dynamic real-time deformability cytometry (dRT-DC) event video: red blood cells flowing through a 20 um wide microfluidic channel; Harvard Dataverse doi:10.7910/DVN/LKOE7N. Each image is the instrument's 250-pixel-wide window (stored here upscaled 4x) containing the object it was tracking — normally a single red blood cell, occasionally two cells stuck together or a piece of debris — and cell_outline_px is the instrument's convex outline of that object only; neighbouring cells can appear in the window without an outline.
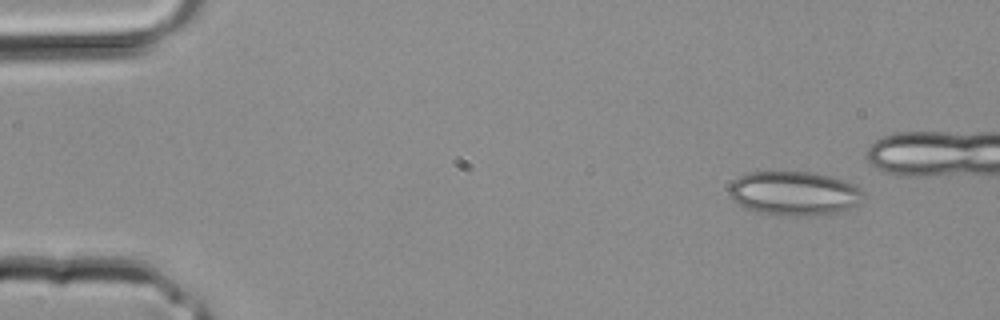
{"species": "common noctule bat (a hibernating species)", "species_latin": "Nyctalus noctula", "temperature_condition": "room temperature", "stored_images_in_passage": 2, "camera_frame_rate_fps": 3000, "um_per_image_px": 0.085, "animal": {"sex": "male", "body_mass_g": 20.4}, "frame": {"image": 1, "passage_image": 2, "time_ms": 0.333, "image_size_px": [1000, 320], "cell_outline_px": [[864, 192], [856, 204], [848, 208], [836, 212], [812, 216], [776, 216], [756, 212], [744, 208], [736, 204], [732, 200], [728, 192], [728, 188], [732, 180], [748, 172], [812, 172], [832, 176], [848, 180], [856, 184]], "centroid_in_image_um": [67.45, 16.44], "position_along_channel_um": 17.6, "area_um2": 35.08}}